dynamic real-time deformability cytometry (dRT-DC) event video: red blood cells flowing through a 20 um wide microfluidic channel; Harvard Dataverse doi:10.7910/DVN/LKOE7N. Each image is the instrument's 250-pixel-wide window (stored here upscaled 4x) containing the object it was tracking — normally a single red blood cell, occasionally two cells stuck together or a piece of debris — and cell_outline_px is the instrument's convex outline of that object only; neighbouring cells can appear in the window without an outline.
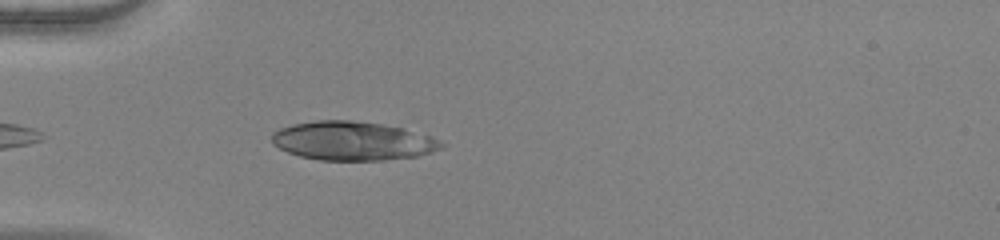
{"species": "human", "species_latin": "Homo sapiens", "temperature_condition": "warm", "stored_images_in_passage": 12, "camera_frame_rate_fps": 3000, "um_per_image_px": 0.085, "donor": {"sex": "female"}, "frame": {"image": 1, "passage_image": 3, "time_ms": 0.667, "image_size_px": [1000, 240], "cell_outline_px": [[448, 144], [444, 148], [432, 152], [416, 156], [384, 160], [320, 160], [300, 156], [288, 152], [272, 144], [272, 132], [280, 128], [292, 124], [316, 120], [352, 120], [380, 124], [404, 128], [432, 136]], "centroid_in_image_um": [30.01, 11.97], "position_along_channel_um": 55.0, "area_um2": 38.61}}
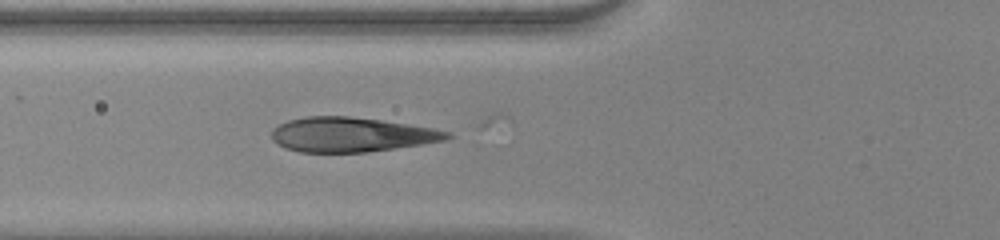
{"frame": {"image": 2, "passage_image": 7, "time_ms": 2.0, "image_size_px": [1000, 240], "cell_outline_px": [[456, 136], [448, 140], [368, 152], [300, 152], [284, 148], [272, 140], [272, 128], [288, 120], [304, 116], [348, 116], [380, 120], [432, 128], [452, 132]], "centroid_in_image_um": [29.87, 11.44], "position_along_channel_um": 95.9, "area_um2": 35.49}}
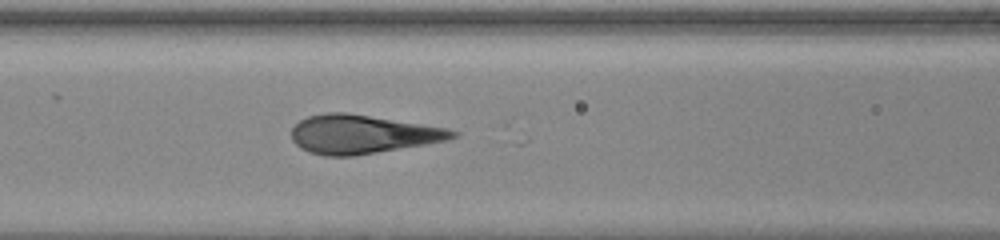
{"frame": {"image": 3, "passage_image": 10, "time_ms": 3.0, "image_size_px": [1000, 240], "cell_outline_px": [[460, 132], [456, 136], [448, 140], [352, 156], [324, 156], [308, 152], [300, 148], [292, 140], [292, 128], [300, 120], [308, 116], [324, 112], [344, 112], [448, 128]], "centroid_in_image_um": [30.76, 11.41], "position_along_channel_um": 135.8, "area_um2": 36.07}}